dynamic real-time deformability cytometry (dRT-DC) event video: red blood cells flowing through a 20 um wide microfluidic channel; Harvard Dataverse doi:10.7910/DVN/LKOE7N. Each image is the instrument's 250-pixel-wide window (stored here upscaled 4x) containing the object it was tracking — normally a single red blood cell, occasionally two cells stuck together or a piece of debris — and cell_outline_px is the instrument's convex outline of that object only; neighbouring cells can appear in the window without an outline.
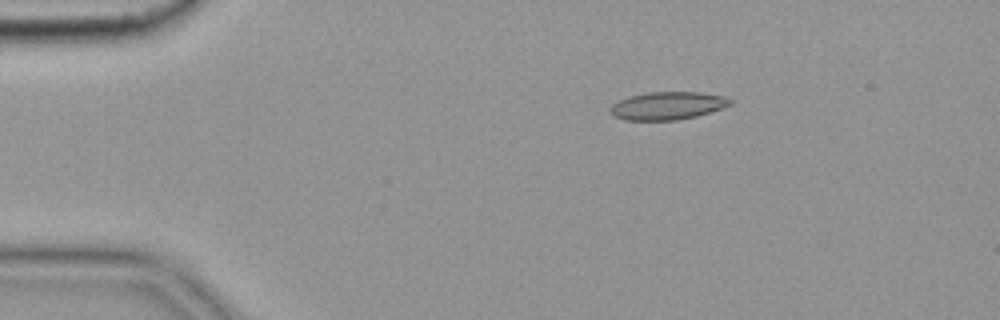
{"species": "common noctule bat (a hibernating species)", "species_latin": "Nyctalus noctula", "temperature_condition": "cold", "stored_images_in_passage": 4, "camera_frame_rate_fps": 3000, "um_per_image_px": 0.085, "animal": {"sex": "female", "body_mass_g": 19.9}, "frame": {"image": 1, "passage_image": 3, "time_ms": 0.667, "image_size_px": [1000, 320], "cell_outline_px": [[732, 104], [696, 116], [676, 120], [624, 120], [612, 116], [608, 112], [608, 108], [612, 104], [628, 96], [648, 92], [700, 92], [728, 96], [732, 100]], "centroid_in_image_um": [56.7, 8.98], "position_along_channel_um": 28.3, "area_um2": 19.65}}
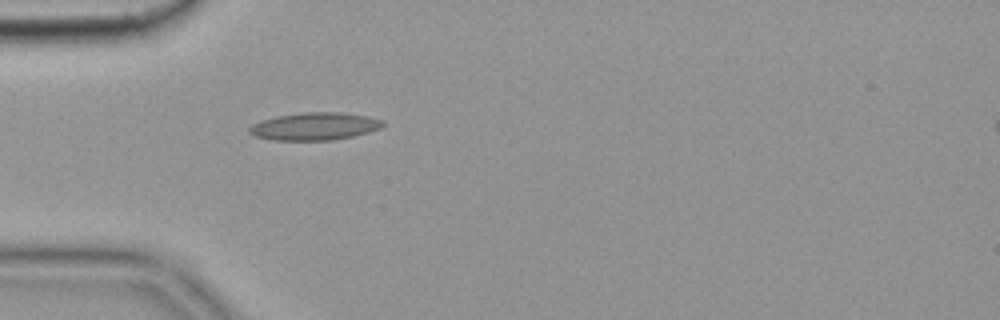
{"frame": {"image": 2, "passage_image": 4, "time_ms": 1.0, "image_size_px": [1000, 320], "cell_outline_px": [[384, 124], [380, 128], [368, 132], [352, 136], [332, 140], [272, 140], [252, 136], [248, 132], [248, 128], [252, 124], [260, 120], [276, 116], [304, 112], [340, 112], [368, 116], [380, 120]], "centroid_in_image_um": [26.67, 10.74], "position_along_channel_um": 58.3, "area_um2": 21.5}}